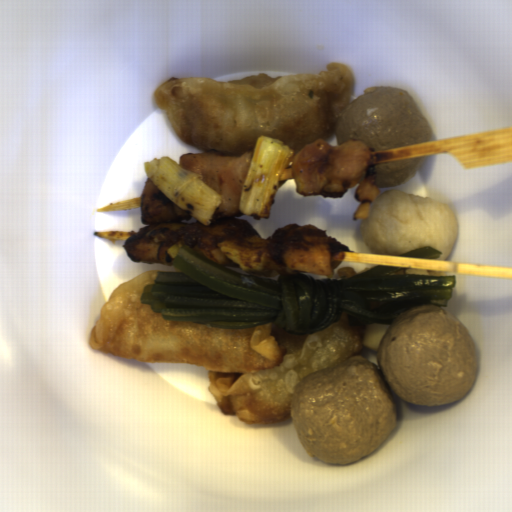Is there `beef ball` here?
I'll list each match as a JSON object with an SVG mask.
<instances>
[{
    "label": "beef ball",
    "mask_w": 512,
    "mask_h": 512,
    "mask_svg": "<svg viewBox=\"0 0 512 512\" xmlns=\"http://www.w3.org/2000/svg\"><path fill=\"white\" fill-rule=\"evenodd\" d=\"M289 409L303 447L325 464L368 456L398 424L393 396L375 364L361 355L302 378Z\"/></svg>",
    "instance_id": "c3f7d807"
},
{
    "label": "beef ball",
    "mask_w": 512,
    "mask_h": 512,
    "mask_svg": "<svg viewBox=\"0 0 512 512\" xmlns=\"http://www.w3.org/2000/svg\"><path fill=\"white\" fill-rule=\"evenodd\" d=\"M377 364L396 396L419 407L460 401L477 381L478 348L447 309L422 305L386 328Z\"/></svg>",
    "instance_id": "3eea062c"
},
{
    "label": "beef ball",
    "mask_w": 512,
    "mask_h": 512,
    "mask_svg": "<svg viewBox=\"0 0 512 512\" xmlns=\"http://www.w3.org/2000/svg\"><path fill=\"white\" fill-rule=\"evenodd\" d=\"M335 118L337 145L359 140L369 152L433 141L434 131L404 88L369 86Z\"/></svg>",
    "instance_id": "4961e4c8"
},
{
    "label": "beef ball",
    "mask_w": 512,
    "mask_h": 512,
    "mask_svg": "<svg viewBox=\"0 0 512 512\" xmlns=\"http://www.w3.org/2000/svg\"><path fill=\"white\" fill-rule=\"evenodd\" d=\"M425 155L402 161L376 164L373 166V178L376 186L380 188L398 187L422 167Z\"/></svg>",
    "instance_id": "f164a291"
}]
</instances>
